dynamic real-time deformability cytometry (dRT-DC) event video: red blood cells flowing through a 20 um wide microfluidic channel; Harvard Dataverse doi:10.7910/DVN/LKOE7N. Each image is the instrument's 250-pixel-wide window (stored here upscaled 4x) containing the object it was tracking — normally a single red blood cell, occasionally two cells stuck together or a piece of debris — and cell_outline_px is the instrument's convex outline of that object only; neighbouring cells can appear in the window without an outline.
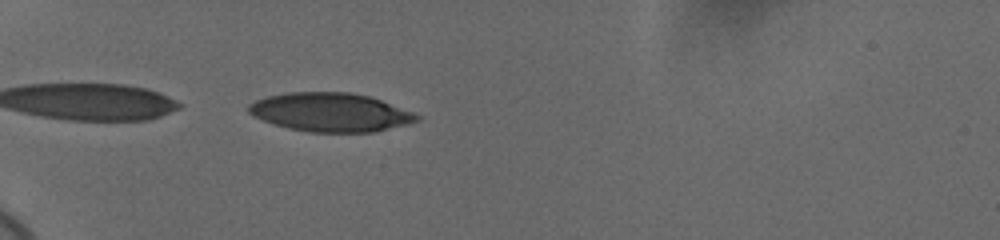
{"species": "human", "species_latin": "Homo sapiens", "temperature_condition": "cold", "stored_images_in_passage": 39, "camera_frame_rate_fps": 3000, "um_per_image_px": 0.085, "donor": {"sex": "female"}, "frame": {"image": 1, "passage_image": 1, "time_ms": 0.0, "image_size_px": [1000, 240], "cell_outline_px": [[420, 120], [372, 132], [308, 132], [288, 128], [264, 120], [248, 112], [248, 104], [256, 100], [268, 96], [288, 92], [348, 92], [368, 96], [380, 100], [412, 112], [420, 116]], "centroid_in_image_um": [28.06, 9.54], "position_along_channel_um": 56.9, "area_um2": 37.4}}
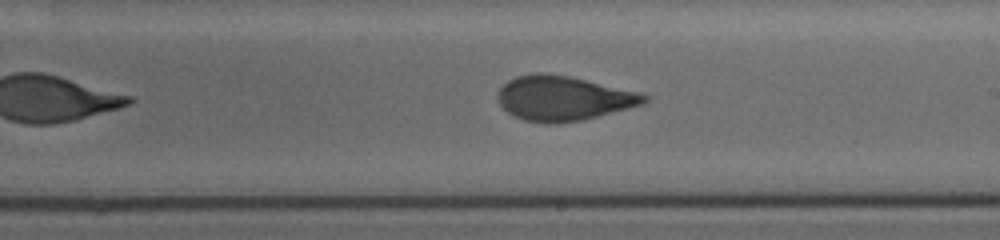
{"frame": {"image": 2, "passage_image": 18, "time_ms": 5.667, "image_size_px": [1000, 240], "cell_outline_px": [[648, 100], [644, 104], [580, 120], [556, 124], [548, 124], [524, 120], [512, 116], [500, 104], [496, 96], [500, 88], [508, 80], [516, 76], [536, 72], [544, 72], [568, 76], [636, 92], [648, 96]], "centroid_in_image_um": [47.81, 8.35], "position_along_channel_um": 241.2, "area_um2": 37.74}}
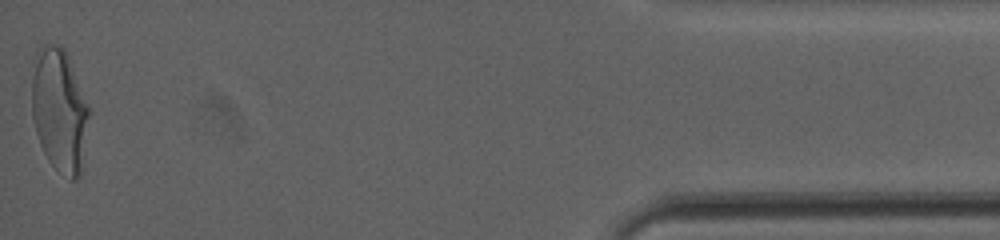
{"frame": {"image": 3, "passage_image": 39, "time_ms": 12.667, "image_size_px": [1000, 240], "cell_outline_px": [[92, 112], [80, 176], [76, 180], [72, 180], [56, 168], [48, 160], [40, 144], [36, 132], [32, 116], [32, 76], [36, 52], [44, 44], [60, 44], [64, 48], [68, 56]], "centroid_in_image_um": [5.09, 9.36], "position_along_channel_um": 430.1, "area_um2": 41.67}, "authors_computed_cell_mechanics": {"area_um2": 38.0324, "velocity_mm_per_s": 3.677, "shape_relaxation_time_tau1_ms": 8.1095, "shape_relaxation_time_tau2_ms": 0.9421, "deformation_change_tau1": 0.2213, "deformation_change_tau2": 0.0769}}